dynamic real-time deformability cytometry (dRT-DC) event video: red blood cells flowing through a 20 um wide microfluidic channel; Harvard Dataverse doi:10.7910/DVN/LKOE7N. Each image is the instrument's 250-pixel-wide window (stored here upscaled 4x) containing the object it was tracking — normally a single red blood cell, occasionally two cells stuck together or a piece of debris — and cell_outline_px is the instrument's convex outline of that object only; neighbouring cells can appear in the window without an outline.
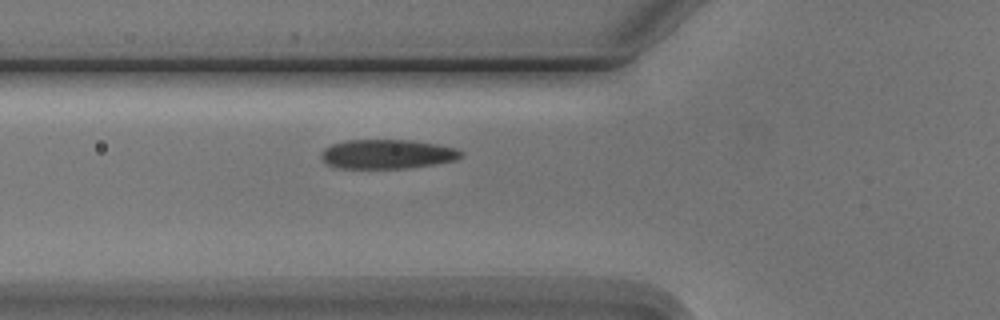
{"species": "Egyptian fruit bat (a non-hibernating species)", "species_latin": "Rousettus aegyptiacus", "temperature_condition": "cold", "stored_images_in_passage": 6, "camera_frame_rate_fps": 3000, "um_per_image_px": 0.085, "animal": {"sex": "male"}, "frame": {"image": 1, "passage_image": 6, "time_ms": 7.0, "image_size_px": [1000, 320], "cell_outline_px": [[464, 156], [456, 160], [432, 164], [404, 168], [336, 168], [328, 164], [320, 156], [320, 152], [324, 148], [332, 144], [344, 140], [408, 140], [436, 144], [456, 148], [464, 152]], "centroid_in_image_um": [32.9, 13.09], "position_along_channel_um": 92.9, "area_um2": 23.87}}